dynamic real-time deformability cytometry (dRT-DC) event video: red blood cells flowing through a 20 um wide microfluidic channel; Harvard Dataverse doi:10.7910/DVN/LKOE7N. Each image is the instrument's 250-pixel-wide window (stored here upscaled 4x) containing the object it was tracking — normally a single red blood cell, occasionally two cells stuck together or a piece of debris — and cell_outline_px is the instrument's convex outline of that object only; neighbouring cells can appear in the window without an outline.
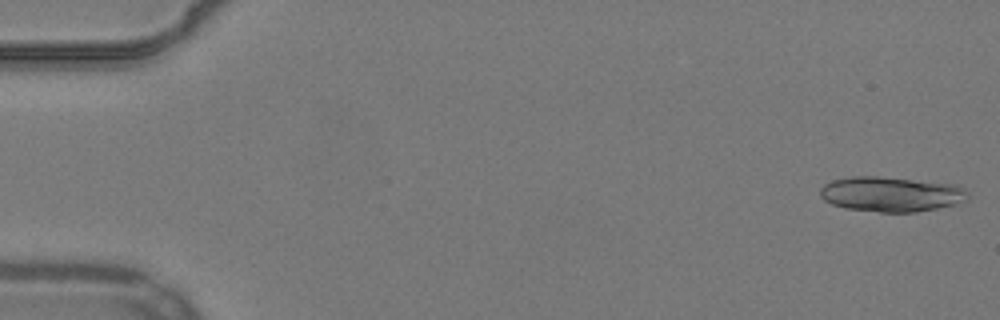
{"species": "common noctule bat (a hibernating species)", "species_latin": "Nyctalus noctula", "temperature_condition": "warm", "stored_images_in_passage": 7, "camera_frame_rate_fps": 3000, "um_per_image_px": 0.085, "animal": {"sex": "male", "body_mass_g": 19.2, "forearm_length_mm": 51.8}, "frame": {"image": 1, "passage_image": 1, "time_ms": 0.0, "image_size_px": [1000, 320], "cell_outline_px": [[968, 200], [956, 204], [916, 212], [880, 212], [844, 208], [832, 204], [824, 200], [820, 196], [820, 188], [824, 184], [832, 180], [852, 176], [880, 176], [952, 184], [964, 188], [968, 192]], "centroid_in_image_um": [75.72, 16.5], "position_along_channel_um": 9.3, "area_um2": 30.17}}